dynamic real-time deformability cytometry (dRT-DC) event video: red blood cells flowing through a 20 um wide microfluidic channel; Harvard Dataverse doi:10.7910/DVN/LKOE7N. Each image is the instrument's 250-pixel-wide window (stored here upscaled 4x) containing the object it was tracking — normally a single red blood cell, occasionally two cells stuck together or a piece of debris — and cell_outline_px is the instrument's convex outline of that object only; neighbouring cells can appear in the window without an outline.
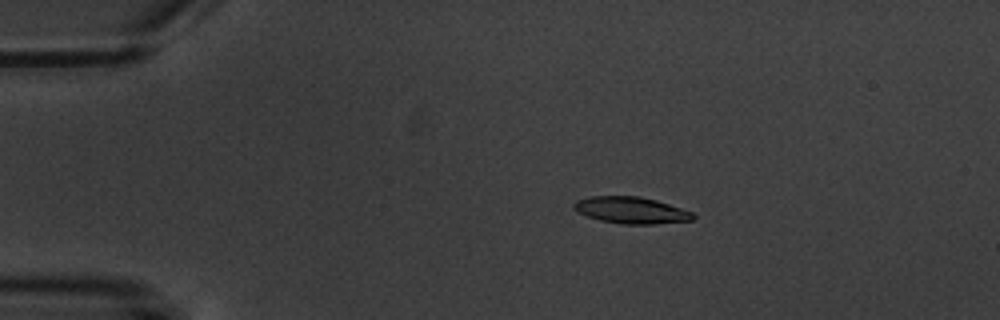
{"species": "common noctule bat (a hibernating species)", "species_latin": "Nyctalus noctula", "temperature_condition": "warm", "stored_images_in_passage": 5, "camera_frame_rate_fps": 3000, "um_per_image_px": 0.085, "animal": {"sex": "male", "body_mass_g": 20.1, "forearm_length_mm": 53.5}, "frame": {"image": 1, "passage_image": 2, "time_ms": 1.333, "image_size_px": [1000, 320], "cell_outline_px": [[696, 216], [692, 220], [652, 224], [624, 224], [600, 220], [588, 216], [572, 208], [572, 204], [576, 200], [588, 196], [640, 196], [656, 200], [692, 212]], "centroid_in_image_um": [53.62, 17.86], "position_along_channel_um": 31.4, "area_um2": 18.38}}
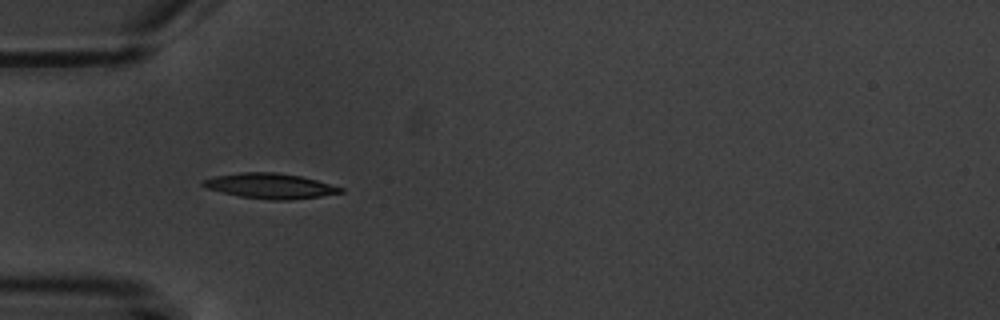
{"frame": {"image": 2, "passage_image": 4, "time_ms": 3.667, "image_size_px": [1000, 320], "cell_outline_px": [[344, 192], [320, 196], [288, 200], [272, 200], [240, 196], [208, 188], [200, 184], [200, 180], [216, 176], [240, 172], [276, 172], [300, 176], [316, 180], [344, 188]], "centroid_in_image_um": [22.96, 15.79], "position_along_channel_um": 62.0, "area_um2": 20.0}}